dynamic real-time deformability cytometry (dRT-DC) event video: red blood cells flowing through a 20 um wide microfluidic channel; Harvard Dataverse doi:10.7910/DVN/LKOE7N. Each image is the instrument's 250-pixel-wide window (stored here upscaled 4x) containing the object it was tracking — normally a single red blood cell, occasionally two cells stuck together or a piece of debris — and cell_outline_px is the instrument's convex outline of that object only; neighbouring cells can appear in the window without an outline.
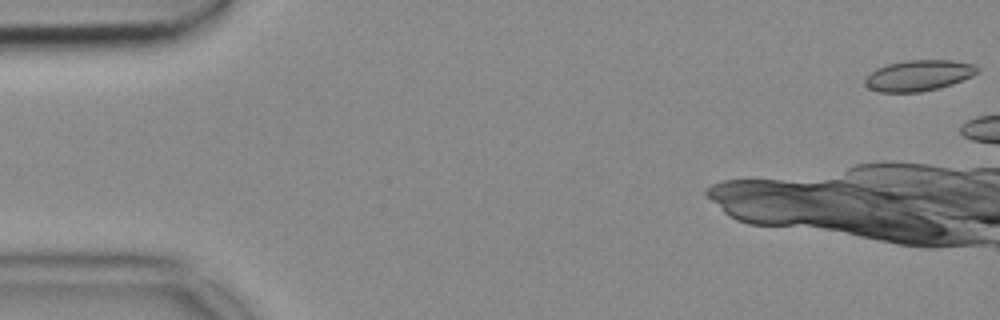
{"species": "common noctule bat (a hibernating species)", "species_latin": "Nyctalus noctula", "temperature_condition": "cold", "stored_images_in_passage": 38, "camera_frame_rate_fps": 3000, "um_per_image_px": 0.085, "animal": {"sex": "female", "body_mass_g": 18.4}, "frame": {"image": 1, "passage_image": 1, "time_ms": 0.0, "image_size_px": [1000, 320], "cell_outline_px": [[980, 72], [972, 76], [952, 84], [940, 88], [920, 92], [880, 92], [868, 88], [864, 84], [864, 80], [876, 68], [888, 64], [904, 60], [952, 60], [976, 64], [980, 68]], "centroid_in_image_um": [78.12, 6.41], "position_along_channel_um": 6.9, "area_um2": 20.4}}
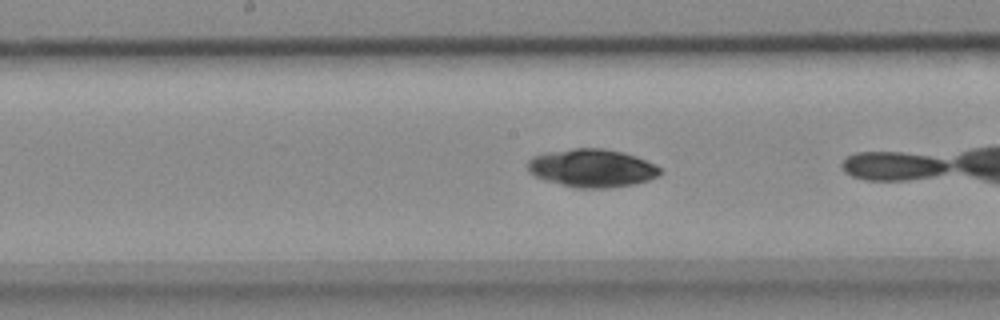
{"frame": {"image": 2, "passage_image": 22, "time_ms": 7.0, "image_size_px": [1000, 320], "cell_outline_px": [[660, 172], [656, 176], [648, 180], [632, 184], [608, 188], [576, 188], [544, 180], [528, 172], [528, 160], [532, 156], [544, 152], [572, 148], [604, 148], [624, 152], [636, 156], [656, 164], [660, 168]], "centroid_in_image_um": [50.28, 14.27], "position_along_channel_um": 197.9, "area_um2": 29.54}}